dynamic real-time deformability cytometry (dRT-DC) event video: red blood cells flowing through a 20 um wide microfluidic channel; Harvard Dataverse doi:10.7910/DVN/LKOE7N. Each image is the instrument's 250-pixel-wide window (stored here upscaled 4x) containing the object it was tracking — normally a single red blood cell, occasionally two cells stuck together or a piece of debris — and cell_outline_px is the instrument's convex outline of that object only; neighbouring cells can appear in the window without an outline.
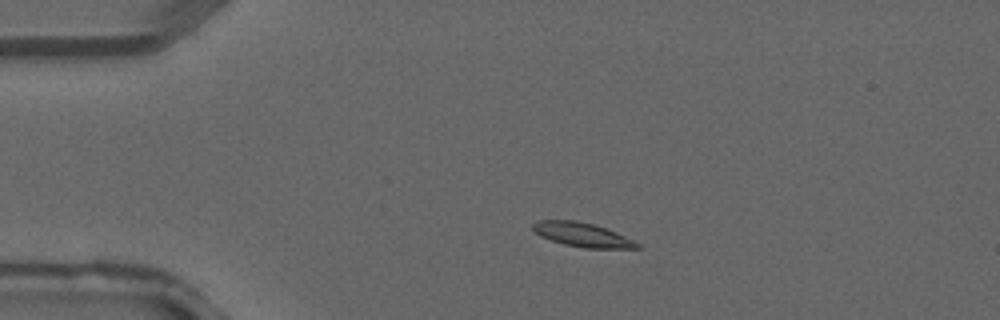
{"species": "common noctule bat (a hibernating species)", "species_latin": "Nyctalus noctula", "temperature_condition": "warm", "stored_images_in_passage": 1, "camera_frame_rate_fps": 3000, "um_per_image_px": 0.085, "animal": {"sex": "male", "forearm_length_mm": 52.5}, "frame": {"image": 1, "passage_image": 1, "time_ms": 0.0, "image_size_px": [1000, 320], "cell_outline_px": [[644, 248], [584, 248], [564, 244], [540, 236], [532, 228], [532, 224], [540, 220], [576, 220], [592, 224], [616, 232], [640, 244]], "centroid_in_image_um": [49.5, 19.95], "position_along_channel_um": 35.5, "area_um2": 14.45}}